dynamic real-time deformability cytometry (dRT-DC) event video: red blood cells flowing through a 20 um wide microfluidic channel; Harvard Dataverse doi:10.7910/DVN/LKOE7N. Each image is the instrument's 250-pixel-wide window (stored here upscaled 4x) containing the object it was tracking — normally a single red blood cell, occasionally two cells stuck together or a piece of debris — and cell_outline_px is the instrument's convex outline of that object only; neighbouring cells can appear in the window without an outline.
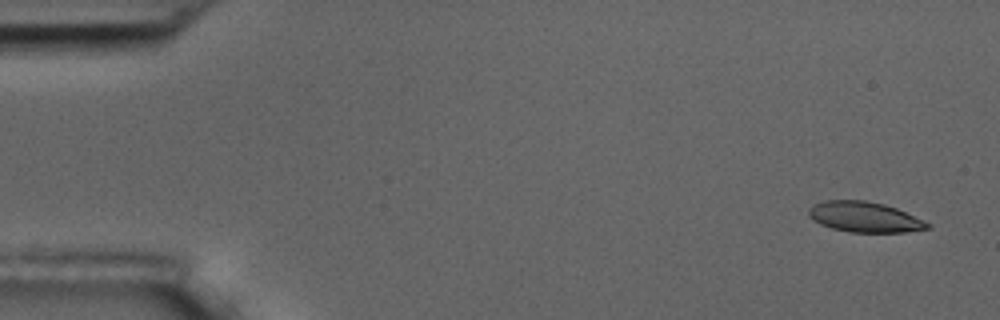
{"species": "common noctule bat (a hibernating species)", "species_latin": "Nyctalus noctula", "temperature_condition": "room temperature", "stored_images_in_passage": 4, "camera_frame_rate_fps": 3000, "um_per_image_px": 0.085, "animal": {"sex": "male", "body_mass_g": 17.5, "forearm_length_mm": 52.3}, "frame": {"image": 1, "passage_image": 1, "time_ms": 0.0, "image_size_px": [1000, 320], "cell_outline_px": [[932, 228], [904, 232], [848, 232], [832, 228], [820, 224], [808, 216], [808, 208], [812, 204], [824, 200], [864, 200], [884, 204], [896, 208], [924, 220], [932, 224]], "centroid_in_image_um": [73.48, 18.44], "position_along_channel_um": 11.5, "area_um2": 21.21}}